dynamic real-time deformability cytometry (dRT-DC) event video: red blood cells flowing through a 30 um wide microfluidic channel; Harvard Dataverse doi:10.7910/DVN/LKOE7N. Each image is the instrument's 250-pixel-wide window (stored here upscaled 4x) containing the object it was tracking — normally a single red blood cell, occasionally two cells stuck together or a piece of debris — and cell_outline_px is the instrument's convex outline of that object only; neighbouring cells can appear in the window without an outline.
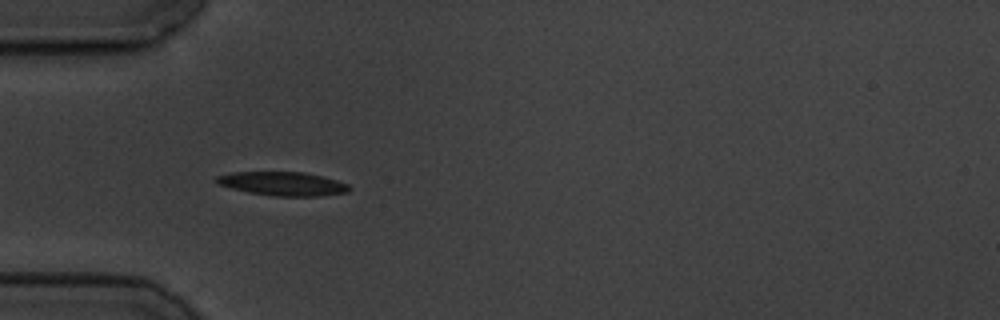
{"species": "common noctule bat (a hibernating species)", "species_latin": "Nyctalus noctula", "temperature_condition": "cold", "stored_images_in_passage": 6, "camera_frame_rate_fps": 3000, "um_per_image_px": 0.085, "animal": {"sex": "male", "body_mass_g": 19.5, "forearm_length_mm": 54.6}, "frame": {"image": 1, "passage_image": 5, "time_ms": 5.0, "image_size_px": [1000, 320], "cell_outline_px": [[352, 188], [348, 192], [320, 196], [272, 196], [248, 192], [216, 184], [216, 176], [232, 172], [304, 172], [324, 176], [348, 184]], "centroid_in_image_um": [24.05, 15.61], "position_along_channel_um": 60.9, "area_um2": 18.5}}
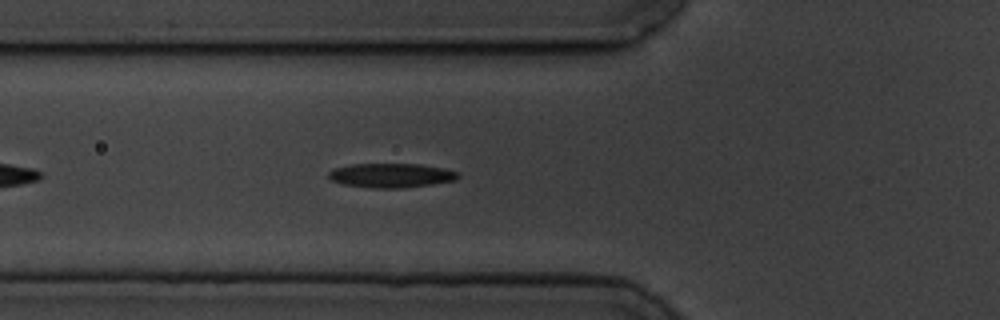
{"frame": {"image": 2, "passage_image": 6, "time_ms": 6.0, "image_size_px": [1000, 320], "cell_outline_px": [[460, 176], [456, 180], [432, 184], [400, 188], [372, 188], [344, 184], [332, 180], [328, 176], [328, 172], [336, 168], [352, 164], [420, 164], [444, 168], [460, 172]], "centroid_in_image_um": [33.3, 14.91], "position_along_channel_um": 92.5, "area_um2": 18.26}}